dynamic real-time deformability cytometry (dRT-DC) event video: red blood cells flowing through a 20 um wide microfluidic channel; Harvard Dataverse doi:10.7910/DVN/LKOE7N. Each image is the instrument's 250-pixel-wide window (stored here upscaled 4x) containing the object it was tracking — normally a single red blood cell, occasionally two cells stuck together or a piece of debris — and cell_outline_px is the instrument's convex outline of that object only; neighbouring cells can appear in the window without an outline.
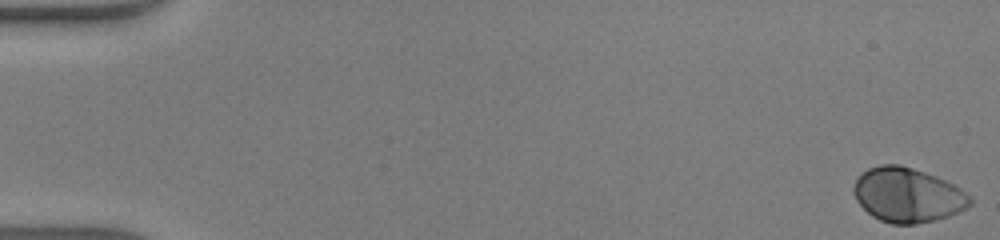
{"species": "human", "species_latin": "Homo sapiens", "temperature_condition": "warm", "stored_images_in_passage": 48, "camera_frame_rate_fps": 3000, "um_per_image_px": 0.085, "donor": {"sex": "male"}, "frame": {"image": 1, "passage_image": 1, "time_ms": 0.0, "image_size_px": [1000, 240], "cell_outline_px": [[972, 204], [960, 212], [936, 220], [916, 224], [892, 224], [880, 220], [872, 216], [856, 200], [852, 192], [852, 188], [860, 172], [868, 168], [880, 164], [900, 164], [936, 176], [960, 188], [972, 200]], "centroid_in_image_um": [77.11, 16.57], "position_along_channel_um": 7.9, "area_um2": 37.05}}
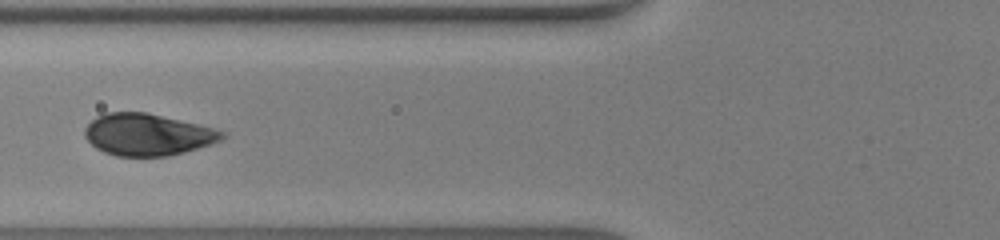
{"frame": {"image": 2, "passage_image": 20, "time_ms": 6.333, "image_size_px": [1000, 240], "cell_outline_px": [[228, 136], [212, 144], [184, 152], [168, 156], [116, 156], [104, 152], [96, 148], [84, 136], [84, 128], [96, 116], [104, 112], [148, 112], [200, 124], [228, 132]], "centroid_in_image_um": [12.57, 11.43], "position_along_channel_um": 113.2, "area_um2": 33.87}}
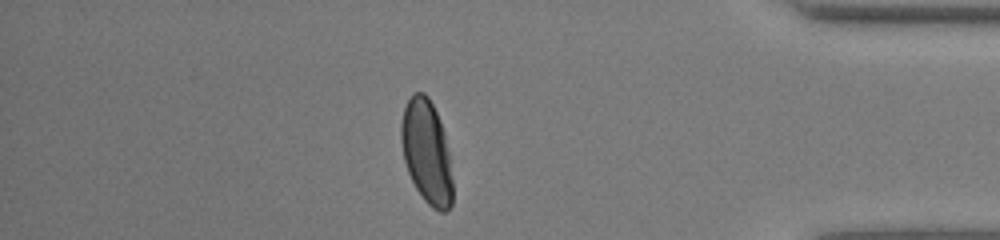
{"frame": {"image": 3, "passage_image": 42, "time_ms": 13.667, "image_size_px": [1000, 240], "cell_outline_px": [[452, 204], [444, 212], [440, 212], [432, 208], [424, 200], [416, 188], [408, 172], [404, 160], [400, 140], [400, 124], [404, 108], [412, 92], [424, 92], [428, 96], [440, 120], [444, 132], [448, 152], [452, 180]], "centroid_in_image_um": [36.24, 12.9], "position_along_channel_um": 399.0, "area_um2": 31.1}, "authors_computed_cell_mechanics": {"area_um2": 34.5933, "velocity_mm_per_s": 4.3189, "shape_relaxation_time_tau1_ms": 1.7252, "shape_relaxation_time_tau2_ms": null, "deformation_change_tau1": 0.1295, "deformation_change_tau2": null}}